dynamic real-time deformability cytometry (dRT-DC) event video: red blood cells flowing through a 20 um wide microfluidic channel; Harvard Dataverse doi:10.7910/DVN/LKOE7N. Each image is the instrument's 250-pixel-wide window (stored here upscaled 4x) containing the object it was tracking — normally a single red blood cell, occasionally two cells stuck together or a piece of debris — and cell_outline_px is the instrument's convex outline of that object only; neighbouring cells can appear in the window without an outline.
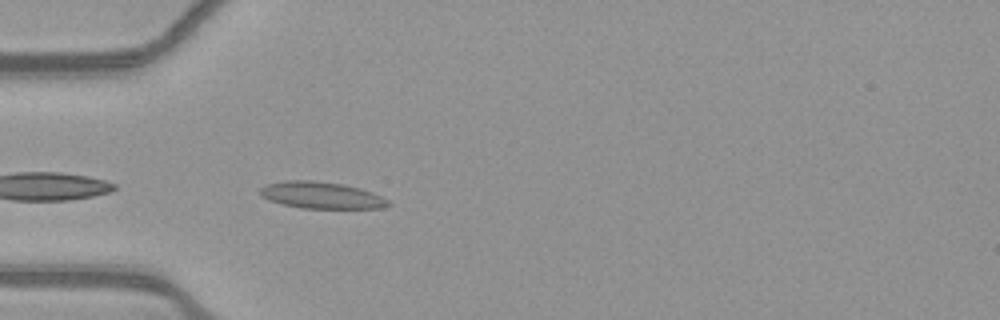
{"species": "common noctule bat (a hibernating species)", "species_latin": "Nyctalus noctula", "temperature_condition": "warm", "stored_images_in_passage": 39, "camera_frame_rate_fps": 3000, "um_per_image_px": 0.085, "animal": {"sex": "female", "body_mass_g": 21.9}, "frame": {"image": 1, "passage_image": 2, "time_ms": 0.333, "image_size_px": [1000, 320], "cell_outline_px": [[392, 204], [384, 208], [300, 208], [284, 204], [260, 196], [260, 188], [268, 184], [284, 180], [312, 180], [344, 184], [360, 188], [372, 192], [388, 200]], "centroid_in_image_um": [27.34, 16.59], "position_along_channel_um": 57.7, "area_um2": 19.88}}
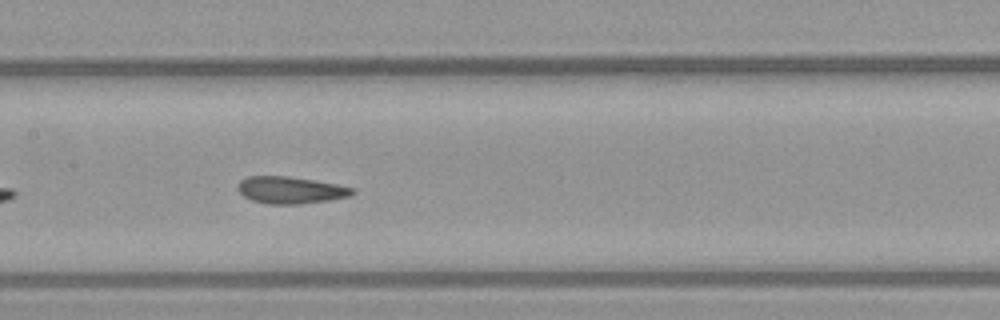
{"frame": {"image": 2, "passage_image": 12, "time_ms": 3.667, "image_size_px": [1000, 320], "cell_outline_px": [[356, 192], [352, 196], [328, 200], [300, 204], [264, 204], [252, 200], [244, 196], [236, 188], [236, 184], [240, 180], [248, 176], [288, 176], [316, 180], [356, 188]], "centroid_in_image_um": [24.7, 16.15], "position_along_channel_um": 182.7, "area_um2": 18.32}}
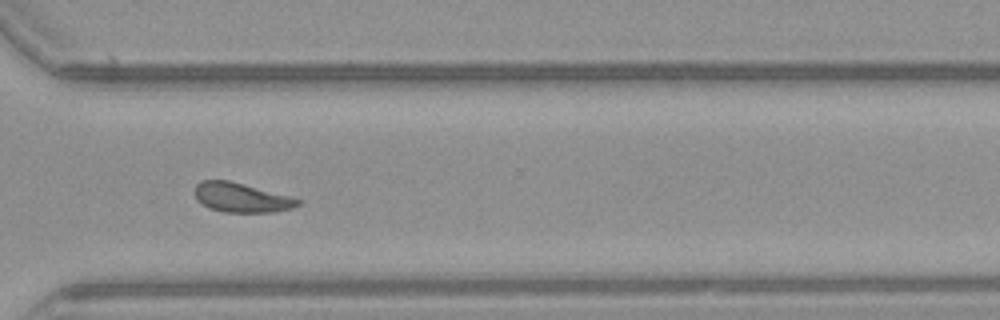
{"frame": {"image": 3, "passage_image": 25, "time_ms": 8.0, "image_size_px": [1000, 320], "cell_outline_px": [[300, 204], [292, 208], [272, 212], [224, 212], [208, 208], [196, 200], [196, 184], [200, 180], [228, 180], [292, 196], [300, 200]], "centroid_in_image_um": [20.51, 16.79], "position_along_channel_um": 350.1, "area_um2": 17.69}, "authors_computed_cell_mechanics": {"area_um2": 18.0914, "velocity_mm_per_s": 3.8766, "shape_relaxation_time_tau1_ms": null, "shape_relaxation_time_tau2_ms": 3.0472, "deformation_change_tau1": null, "deformation_change_tau2": 0.082}}